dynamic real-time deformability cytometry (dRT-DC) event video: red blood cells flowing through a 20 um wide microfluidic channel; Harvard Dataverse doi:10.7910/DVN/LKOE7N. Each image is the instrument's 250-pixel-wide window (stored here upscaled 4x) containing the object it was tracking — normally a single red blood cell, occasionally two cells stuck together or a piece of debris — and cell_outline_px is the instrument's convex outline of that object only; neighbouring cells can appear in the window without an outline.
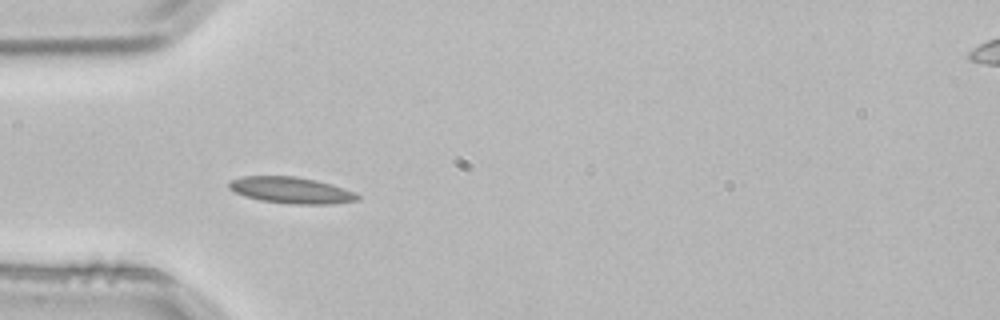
{"species": "common noctule bat (a hibernating species)", "species_latin": "Nyctalus noctula", "temperature_condition": "room temperature", "stored_images_in_passage": 3, "camera_frame_rate_fps": 3000, "um_per_image_px": 0.085, "animal": {"sex": "male", "body_mass_g": 21.5, "forearm_length_mm": 52.0}, "frame": {"image": 1, "passage_image": 3, "time_ms": 0.667, "image_size_px": [1000, 320], "cell_outline_px": [[360, 200], [332, 204], [288, 204], [260, 200], [244, 196], [228, 188], [228, 180], [244, 176], [292, 176], [316, 180], [332, 184], [356, 192], [360, 196]], "centroid_in_image_um": [24.76, 16.17], "position_along_channel_um": 60.2, "area_um2": 19.94}}